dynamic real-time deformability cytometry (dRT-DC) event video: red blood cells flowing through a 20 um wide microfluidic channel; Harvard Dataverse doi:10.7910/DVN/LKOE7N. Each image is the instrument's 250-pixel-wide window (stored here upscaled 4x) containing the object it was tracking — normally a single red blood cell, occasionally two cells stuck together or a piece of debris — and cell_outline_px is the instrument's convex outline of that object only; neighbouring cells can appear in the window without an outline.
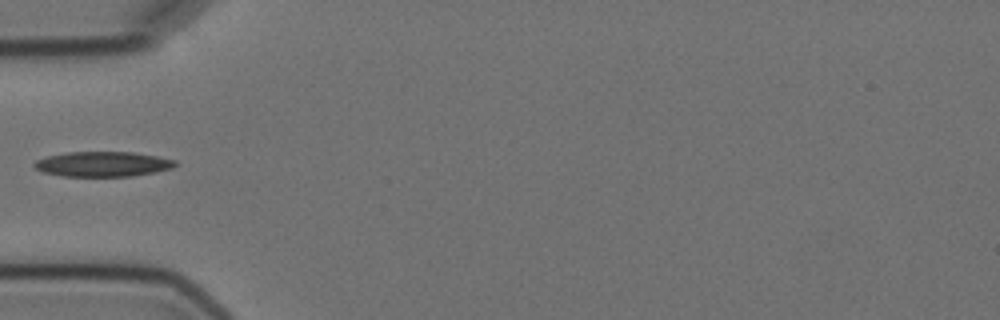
{"species": "Egyptian fruit bat (a non-hibernating species)", "species_latin": "Rousettus aegyptiacus", "temperature_condition": "cold", "stored_images_in_passage": 5, "camera_frame_rate_fps": 3000, "um_per_image_px": 0.085, "animal": {"sex": "female"}, "frame": {"image": 1, "passage_image": 5, "time_ms": 4.667, "image_size_px": [1000, 320], "cell_outline_px": [[176, 164], [172, 168], [156, 172], [132, 176], [64, 176], [44, 172], [36, 168], [32, 164], [36, 160], [48, 156], [68, 152], [132, 152], [156, 156], [176, 160]], "centroid_in_image_um": [8.75, 13.94], "position_along_channel_um": 76.3, "area_um2": 20.4}}